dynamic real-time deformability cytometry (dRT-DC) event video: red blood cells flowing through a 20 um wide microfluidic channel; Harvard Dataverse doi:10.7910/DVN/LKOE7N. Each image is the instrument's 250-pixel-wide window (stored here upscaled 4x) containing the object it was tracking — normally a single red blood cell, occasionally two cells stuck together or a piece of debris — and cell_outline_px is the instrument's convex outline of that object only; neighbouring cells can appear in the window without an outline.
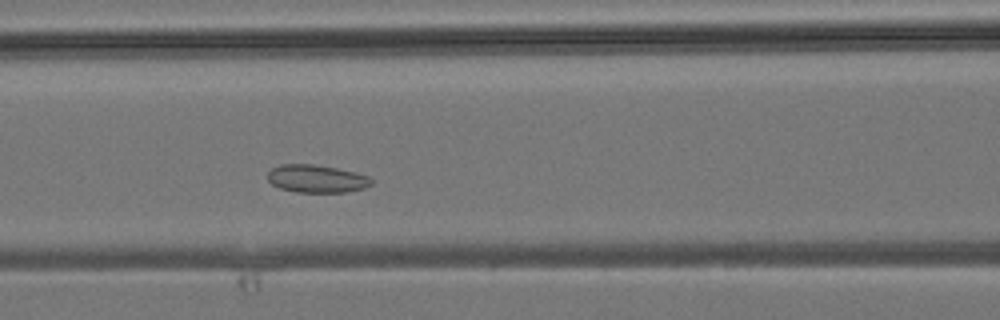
{"species": "common noctule bat (a hibernating species)", "species_latin": "Nyctalus noctula", "temperature_condition": "room temperature", "stored_images_in_passage": 37, "camera_frame_rate_fps": 3000, "um_per_image_px": 0.085, "animal": {"sex": "male", "body_mass_g": 19.2, "forearm_length_mm": 51.8}, "frame": {"image": 1, "passage_image": 12, "time_ms": 3.667, "image_size_px": [1000, 320], "cell_outline_px": [[372, 184], [364, 188], [348, 192], [296, 192], [280, 188], [272, 184], [268, 180], [268, 172], [272, 168], [280, 164], [312, 164], [336, 168], [356, 172], [368, 176], [372, 180]], "centroid_in_image_um": [26.91, 15.19], "position_along_channel_um": 139.7, "area_um2": 16.82}}
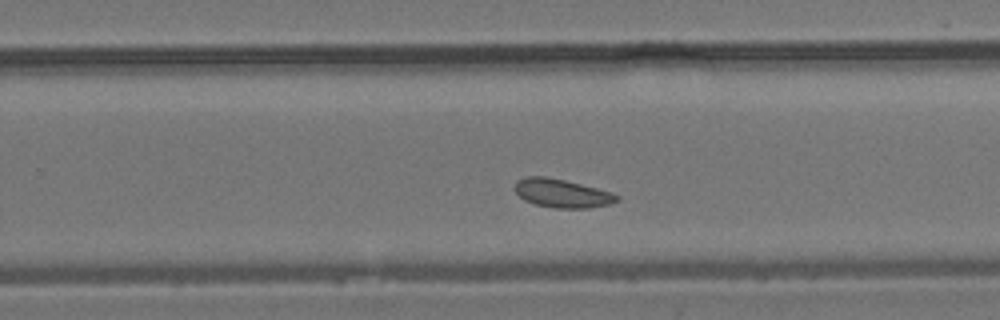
{"frame": {"image": 2, "passage_image": 21, "time_ms": 6.667, "image_size_px": [1000, 320], "cell_outline_px": [[620, 200], [608, 204], [588, 208], [556, 208], [536, 204], [524, 200], [516, 192], [516, 180], [524, 176], [544, 176], [564, 180], [612, 192], [620, 196]], "centroid_in_image_um": [47.77, 16.42], "position_along_channel_um": 282.0, "area_um2": 16.82}}
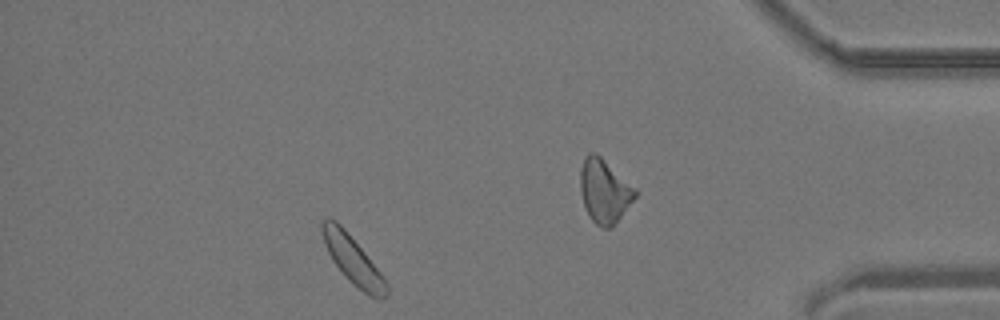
{"frame": {"image": 3, "passage_image": 32, "time_ms": 10.333, "image_size_px": [1000, 320], "cell_outline_px": [[388, 296], [368, 296], [352, 284], [348, 280], [332, 260], [324, 244], [320, 228], [320, 224], [328, 216], [336, 220], [344, 228], [364, 252], [380, 272], [388, 284]], "centroid_in_image_um": [29.95, 22.07], "position_along_channel_um": 405.3, "area_um2": 17.74}}